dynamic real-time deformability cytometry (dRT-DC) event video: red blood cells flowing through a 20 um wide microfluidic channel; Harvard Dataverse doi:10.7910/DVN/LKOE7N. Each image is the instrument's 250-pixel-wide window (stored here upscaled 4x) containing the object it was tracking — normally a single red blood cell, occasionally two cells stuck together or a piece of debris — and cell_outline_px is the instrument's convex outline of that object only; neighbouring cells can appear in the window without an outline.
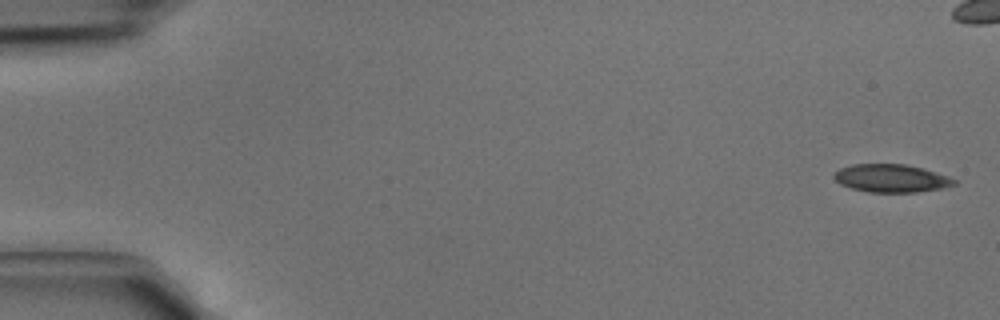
{"species": "common noctule bat (a hibernating species)", "species_latin": "Nyctalus noctula", "temperature_condition": "cold", "stored_images_in_passage": 5, "camera_frame_rate_fps": 3000, "um_per_image_px": 0.085, "animal": {"sex": "male", "body_mass_g": 15.6}, "frame": {"image": 1, "passage_image": 1, "time_ms": 0.0, "image_size_px": [1000, 320], "cell_outline_px": [[956, 184], [944, 188], [916, 192], [868, 192], [852, 188], [840, 184], [832, 176], [840, 168], [852, 164], [904, 164], [924, 168], [948, 176], [956, 180]], "centroid_in_image_um": [75.77, 15.15], "position_along_channel_um": 9.2, "area_um2": 19.59}}
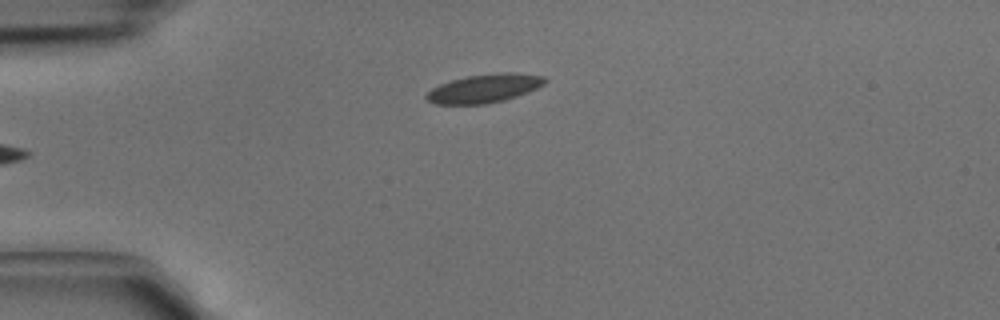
{"frame": {"image": 2, "passage_image": 5, "time_ms": 1.333, "image_size_px": [1000, 320], "cell_outline_px": [[548, 80], [544, 84], [536, 88], [516, 96], [504, 100], [484, 104], [436, 104], [428, 100], [424, 96], [432, 88], [440, 84], [452, 80], [468, 76], [496, 72], [516, 72], [544, 76]], "centroid_in_image_um": [41.18, 7.5], "position_along_channel_um": 43.8, "area_um2": 19.65}}